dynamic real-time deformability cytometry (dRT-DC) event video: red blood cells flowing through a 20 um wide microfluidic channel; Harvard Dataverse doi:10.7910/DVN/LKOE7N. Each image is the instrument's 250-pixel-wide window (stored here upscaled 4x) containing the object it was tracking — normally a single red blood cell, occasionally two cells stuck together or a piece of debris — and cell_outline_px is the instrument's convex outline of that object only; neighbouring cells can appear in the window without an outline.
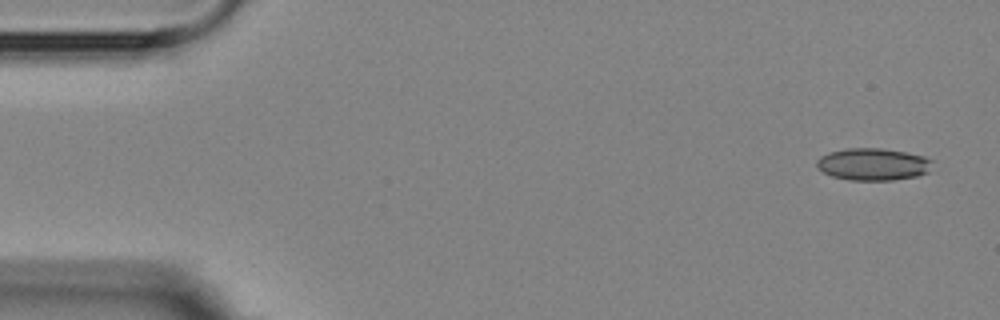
{"species": "Egyptian fruit bat (a non-hibernating species)", "species_latin": "Rousettus aegyptiacus", "temperature_condition": "room temperature", "stored_images_in_passage": 5, "camera_frame_rate_fps": 3000, "um_per_image_px": 0.085, "animal": {"sex": "female"}, "frame": {"image": 1, "passage_image": 1, "time_ms": 0.0, "image_size_px": [1000, 320], "cell_outline_px": [[932, 160], [928, 172], [916, 176], [892, 180], [848, 180], [832, 176], [816, 168], [816, 160], [820, 156], [828, 152], [848, 148], [880, 148], [904, 152], [924, 156]], "centroid_in_image_um": [74.16, 13.96], "position_along_channel_um": 10.8, "area_um2": 21.68}}
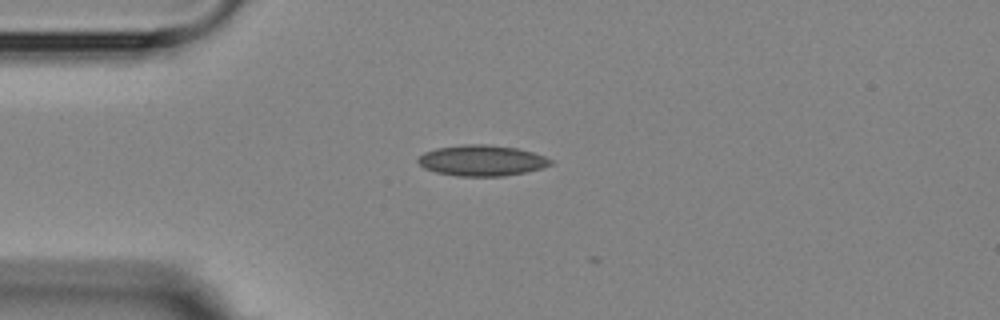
{"frame": {"image": 2, "passage_image": 4, "time_ms": 3.667, "image_size_px": [1000, 320], "cell_outline_px": [[552, 164], [544, 168], [528, 172], [504, 176], [456, 176], [436, 172], [424, 168], [416, 160], [424, 152], [436, 148], [464, 144], [484, 144], [520, 148], [544, 156], [552, 160]], "centroid_in_image_um": [40.98, 13.64], "position_along_channel_um": 44.0, "area_um2": 23.99}}